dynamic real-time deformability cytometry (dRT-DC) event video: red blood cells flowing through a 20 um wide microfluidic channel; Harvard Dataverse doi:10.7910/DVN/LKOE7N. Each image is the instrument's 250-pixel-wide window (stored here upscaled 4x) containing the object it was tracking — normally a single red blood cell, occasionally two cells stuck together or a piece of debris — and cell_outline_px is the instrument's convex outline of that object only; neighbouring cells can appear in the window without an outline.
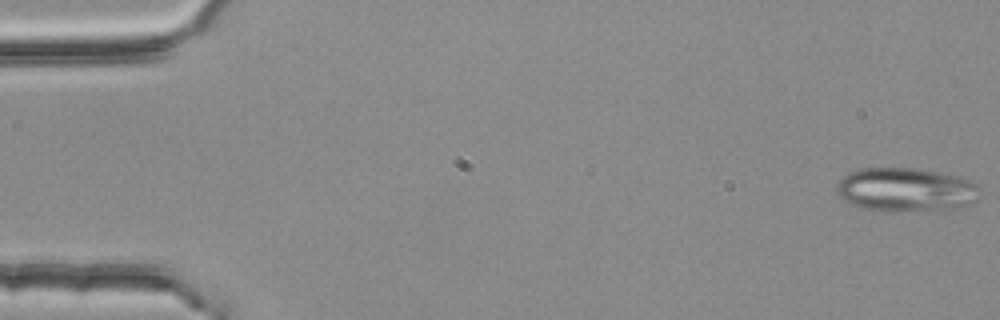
{"species": "common noctule bat (a hibernating species)", "species_latin": "Nyctalus noctula", "temperature_condition": "room temperature", "stored_images_in_passage": 4, "camera_frame_rate_fps": 3000, "um_per_image_px": 0.085, "animal": {"sex": "female", "body_mass_g": 25.1}, "frame": {"image": 1, "passage_image": 1, "time_ms": 0.0, "image_size_px": [1000, 320], "cell_outline_px": [[976, 200], [972, 204], [944, 208], [900, 212], [880, 212], [864, 208], [852, 204], [844, 200], [836, 192], [836, 184], [848, 172], [860, 168], [912, 168], [960, 176], [976, 184]], "centroid_in_image_um": [76.91, 16.12], "position_along_channel_um": 8.1, "area_um2": 36.3}}